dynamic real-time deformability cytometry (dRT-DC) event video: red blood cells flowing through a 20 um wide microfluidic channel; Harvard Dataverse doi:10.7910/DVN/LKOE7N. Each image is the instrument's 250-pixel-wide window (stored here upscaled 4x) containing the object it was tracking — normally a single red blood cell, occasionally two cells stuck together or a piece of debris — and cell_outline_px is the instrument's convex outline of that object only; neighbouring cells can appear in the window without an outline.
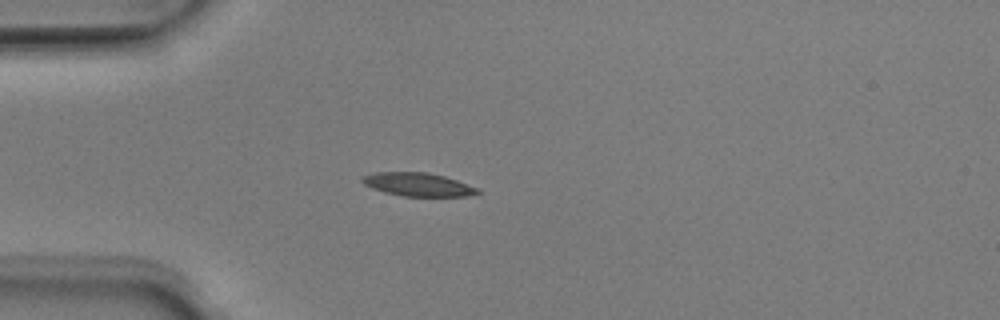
{"species": "Egyptian fruit bat (a non-hibernating species)", "species_latin": "Rousettus aegyptiacus", "temperature_condition": "room temperature", "stored_images_in_passage": 38, "camera_frame_rate_fps": 3000, "um_per_image_px": 0.085, "animal": {"sex": "male"}, "frame": {"image": 1, "passage_image": 1, "time_ms": 0.0, "image_size_px": [1000, 320], "cell_outline_px": [[480, 192], [468, 196], [404, 196], [384, 192], [372, 188], [364, 184], [360, 180], [360, 176], [376, 172], [428, 172], [444, 176], [480, 188]], "centroid_in_image_um": [35.51, 15.67], "position_along_channel_um": 49.5, "area_um2": 15.78}}
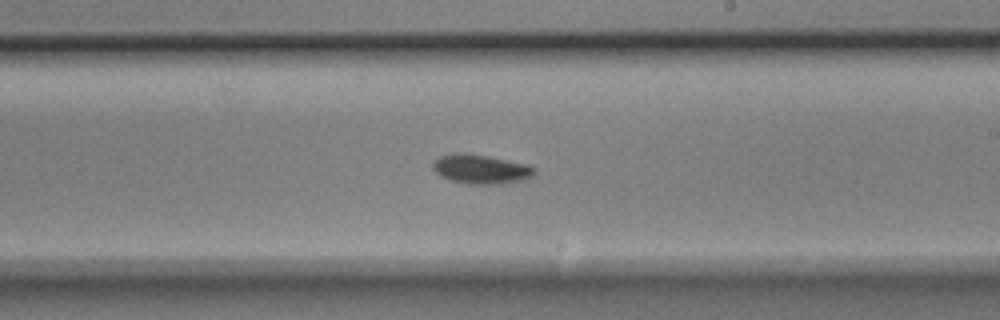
{"frame": {"image": 2, "passage_image": 17, "time_ms": 5.333, "image_size_px": [1000, 320], "cell_outline_px": [[536, 172], [532, 176], [524, 180], [500, 184], [468, 184], [452, 180], [440, 176], [432, 168], [432, 160], [440, 156], [452, 152], [460, 152], [488, 156], [528, 164], [536, 168]], "centroid_in_image_um": [40.86, 14.36], "position_along_channel_um": 248.1, "area_um2": 17.57}}
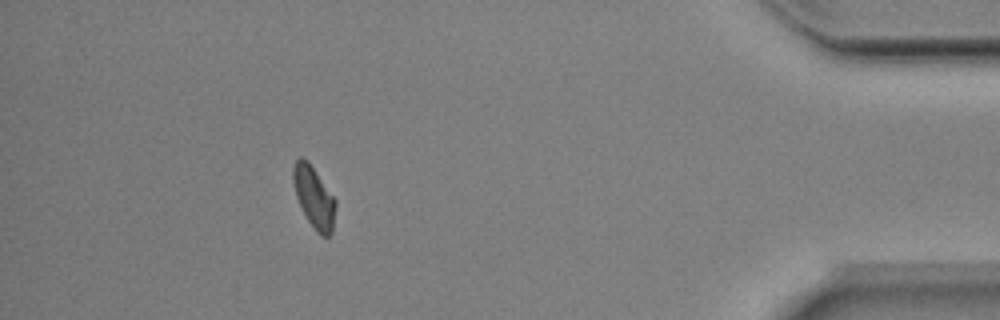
{"frame": {"image": 3, "passage_image": 33, "time_ms": 10.667, "image_size_px": [1000, 320], "cell_outline_px": [[336, 204], [332, 232], [328, 236], [320, 236], [316, 232], [308, 220], [296, 196], [292, 180], [292, 168], [296, 160], [300, 156], [308, 160], [336, 200]], "centroid_in_image_um": [26.68, 16.74], "position_along_channel_um": 408.5, "area_um2": 15.14}, "authors_computed_cell_mechanics": {"area_um2": 15.8661, "velocity_mm_per_s": 3.99, "shape_relaxation_time_tau1_ms": 1.5792, "shape_relaxation_time_tau2_ms": null, "deformation_change_tau1": 0.1345, "deformation_change_tau2": null}}